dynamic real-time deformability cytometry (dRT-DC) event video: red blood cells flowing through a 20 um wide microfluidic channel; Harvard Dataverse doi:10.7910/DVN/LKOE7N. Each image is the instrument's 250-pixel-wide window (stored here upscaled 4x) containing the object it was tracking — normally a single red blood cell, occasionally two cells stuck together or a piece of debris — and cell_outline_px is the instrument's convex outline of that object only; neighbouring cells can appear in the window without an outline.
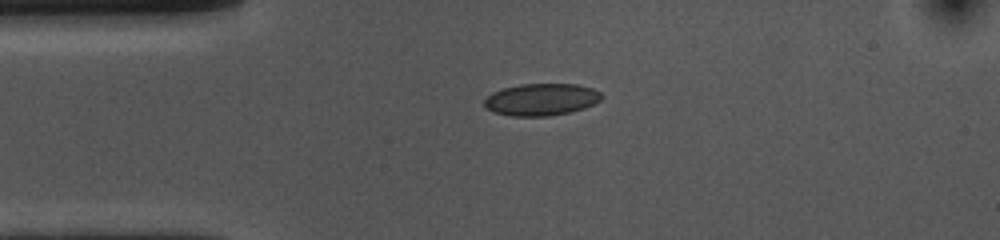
{"species": "common noctule bat (a hibernating species)", "species_latin": "Nyctalus noctula", "temperature_condition": "cold", "stored_images_in_passage": 43, "camera_frame_rate_fps": 3000, "um_per_image_px": 0.085, "animal": {"sex": "female", "body_mass_g": 10.0, "forearm_length_mm": 53.1}, "frame": {"image": 1, "passage_image": 1, "time_ms": 0.0, "image_size_px": [1000, 240], "cell_outline_px": [[604, 96], [600, 100], [584, 108], [568, 112], [548, 116], [512, 116], [492, 112], [484, 104], [484, 100], [492, 92], [504, 88], [520, 84], [576, 84], [592, 88], [600, 92]], "centroid_in_image_um": [46.01, 8.45], "position_along_channel_um": 39.0, "area_um2": 21.79}}
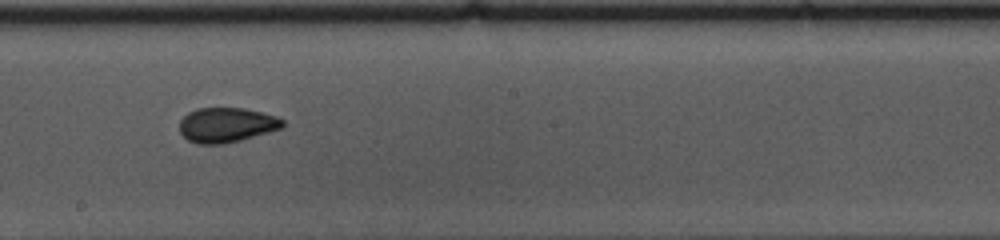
{"frame": {"image": 2, "passage_image": 18, "time_ms": 5.667, "image_size_px": [1000, 240], "cell_outline_px": [[284, 128], [240, 140], [220, 144], [200, 144], [188, 140], [180, 132], [180, 120], [188, 112], [196, 108], [244, 108], [276, 116], [284, 120]], "centroid_in_image_um": [19.26, 10.61], "position_along_channel_um": 228.9, "area_um2": 20.87}}
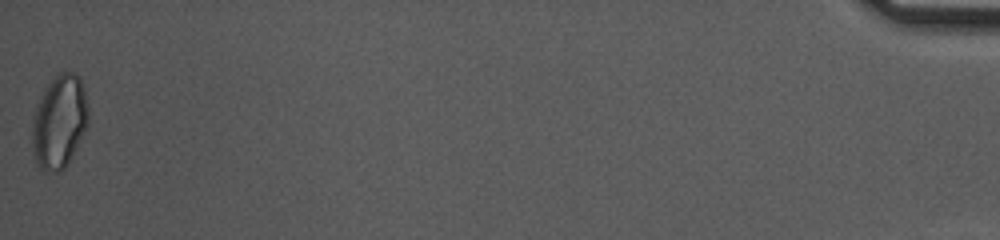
{"frame": {"image": 3, "passage_image": 43, "time_ms": 14.0, "image_size_px": [1000, 240], "cell_outline_px": [[88, 124], [68, 164], [60, 172], [44, 172], [36, 164], [32, 148], [32, 120], [40, 96], [44, 88], [60, 72], [76, 72], [80, 76], [84, 88], [88, 104]], "centroid_in_image_um": [5.04, 10.35], "position_along_channel_um": 430.2, "area_um2": 30.87}, "authors_computed_cell_mechanics": {"area_um2": 21.2126, "velocity_mm_per_s": 3.6623, "shape_relaxation_time_tau1_ms": 6.0707, "shape_relaxation_time_tau2_ms": 1.1539, "deformation_change_tau1": 0.0941, "deformation_change_tau2": 0.0616}}